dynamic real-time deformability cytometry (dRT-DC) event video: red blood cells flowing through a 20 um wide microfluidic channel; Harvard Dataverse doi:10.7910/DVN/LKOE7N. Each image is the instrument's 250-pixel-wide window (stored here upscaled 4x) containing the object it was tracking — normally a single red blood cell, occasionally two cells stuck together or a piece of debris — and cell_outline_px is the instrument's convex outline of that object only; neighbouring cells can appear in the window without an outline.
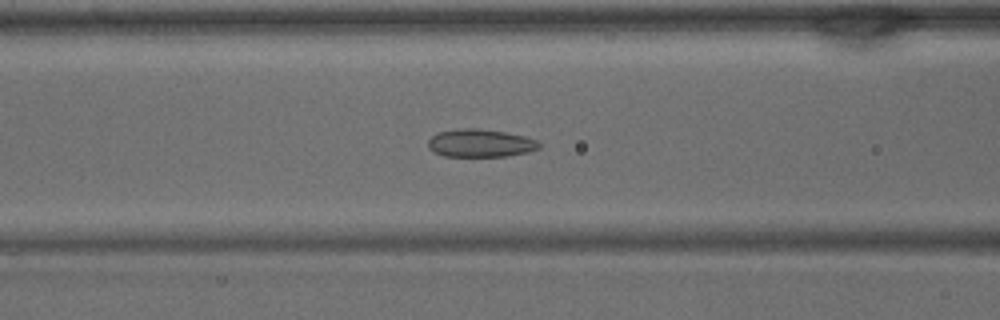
{"species": "common noctule bat (a hibernating species)", "species_latin": "Nyctalus noctula", "temperature_condition": "warm", "stored_images_in_passage": 39, "camera_frame_rate_fps": 3000, "um_per_image_px": 0.085, "animal": {"sex": "male", "body_mass_g": 15.6}, "frame": {"image": 1, "passage_image": 16, "time_ms": 5.0, "image_size_px": [1000, 320], "cell_outline_px": [[540, 148], [528, 152], [508, 156], [444, 156], [428, 148], [428, 140], [436, 132], [460, 128], [480, 128], [504, 132], [524, 136], [536, 140], [540, 144]], "centroid_in_image_um": [40.82, 12.16], "position_along_channel_um": 125.8, "area_um2": 18.09}}
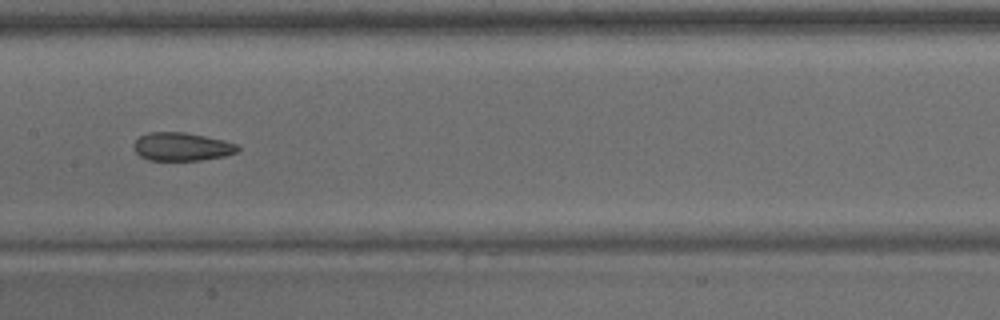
{"frame": {"image": 2, "passage_image": 20, "time_ms": 6.333, "image_size_px": [1000, 320], "cell_outline_px": [[240, 148], [236, 152], [224, 156], [200, 160], [148, 160], [140, 156], [136, 152], [132, 144], [140, 136], [148, 132], [184, 132], [224, 140], [236, 144]], "centroid_in_image_um": [15.43, 12.46], "position_along_channel_um": 192.0, "area_um2": 17.05}}
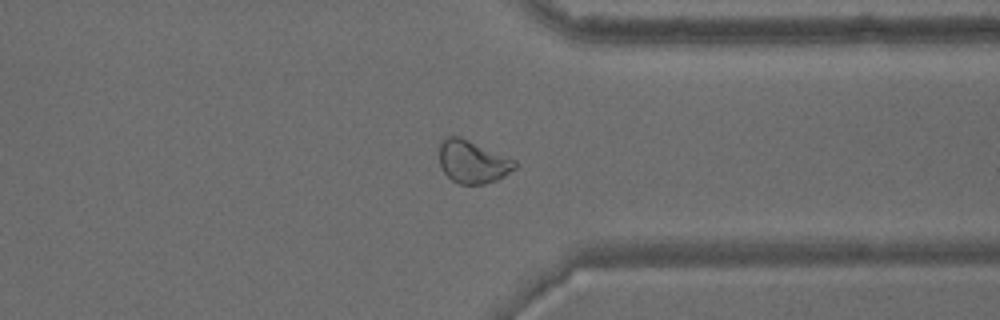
{"frame": {"image": 3, "passage_image": 31, "time_ms": 10.0, "image_size_px": [1000, 320], "cell_outline_px": [[520, 164], [516, 168], [504, 176], [496, 180], [484, 184], [460, 184], [452, 180], [440, 168], [440, 144], [444, 136], [460, 136], [516, 160]], "centroid_in_image_um": [40.19, 13.75], "position_along_channel_um": 371.2, "area_um2": 18.96}}